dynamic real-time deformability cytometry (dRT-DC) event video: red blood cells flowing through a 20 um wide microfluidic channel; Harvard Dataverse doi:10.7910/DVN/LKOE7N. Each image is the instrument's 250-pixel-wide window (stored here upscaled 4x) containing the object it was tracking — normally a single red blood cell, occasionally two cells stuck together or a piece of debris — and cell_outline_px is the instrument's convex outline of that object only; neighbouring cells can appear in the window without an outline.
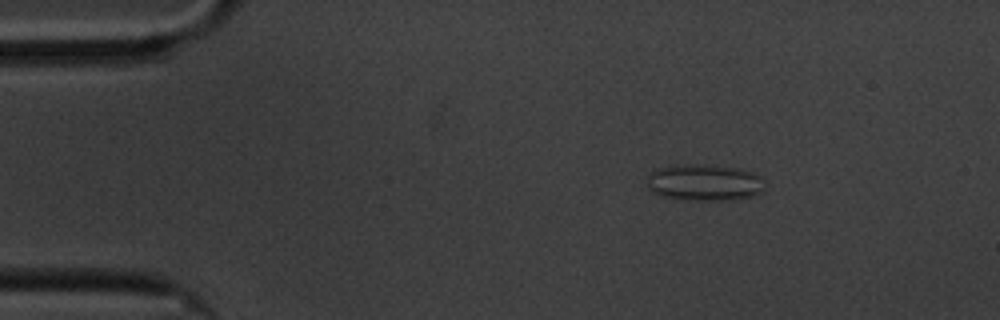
{"species": "common noctule bat (a hibernating species)", "species_latin": "Nyctalus noctula", "temperature_condition": "cold", "stored_images_in_passage": 51, "camera_frame_rate_fps": 3000, "um_per_image_px": 0.085, "animal": {"sex": "male", "body_mass_g": 20.1, "forearm_length_mm": 53.5}, "frame": {"image": 1, "passage_image": 1, "time_ms": 0.0, "image_size_px": [1000, 320], "cell_outline_px": [[764, 192], [752, 196], [724, 200], [692, 200], [660, 196], [652, 192], [648, 188], [648, 176], [656, 168], [672, 164], [704, 164], [736, 168], [752, 172], [760, 176], [764, 188]], "centroid_in_image_um": [59.84, 15.5], "position_along_channel_um": 25.2, "area_um2": 25.2}}
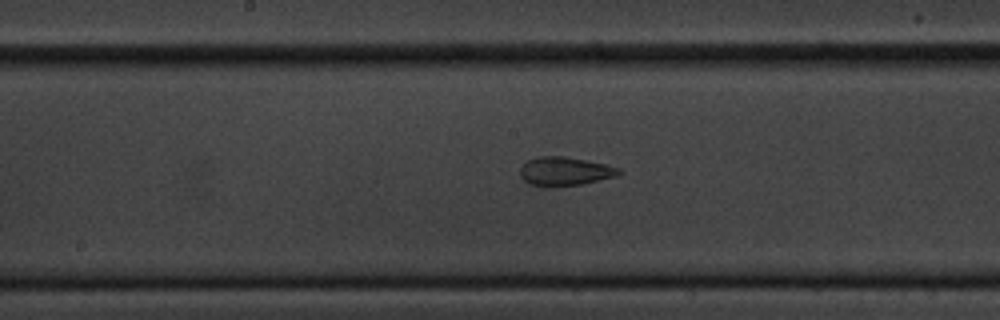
{"frame": {"image": 2, "passage_image": 22, "time_ms": 7.0, "image_size_px": [1000, 320], "cell_outline_px": [[624, 172], [616, 176], [580, 184], [552, 188], [548, 188], [528, 184], [520, 176], [520, 168], [528, 160], [536, 156], [564, 156], [604, 164], [620, 168]], "centroid_in_image_um": [47.97, 14.58], "position_along_channel_um": 200.2, "area_um2": 16.7}}
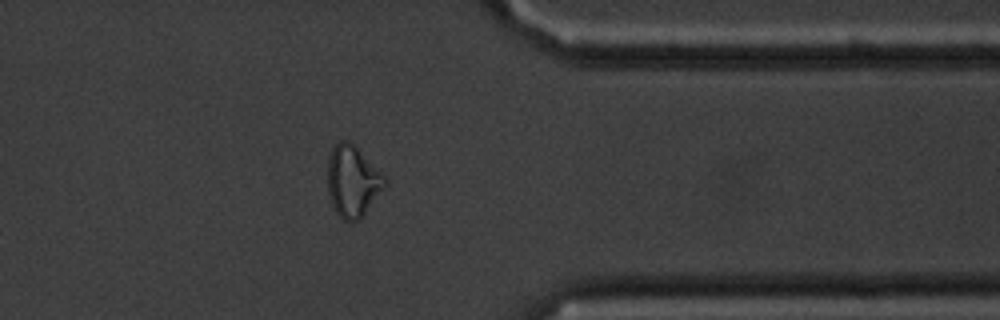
{"frame": {"image": 3, "passage_image": 39, "time_ms": 12.667, "image_size_px": [1000, 320], "cell_outline_px": [[388, 184], [364, 212], [356, 220], [344, 220], [336, 212], [332, 204], [328, 192], [328, 160], [332, 148], [340, 140], [348, 140], [388, 180]], "centroid_in_image_um": [29.96, 15.39], "position_along_channel_um": 381.4, "area_um2": 23.0}, "authors_computed_cell_mechanics": {"area_um2": 18.1492, "velocity_mm_per_s": 3.3778, "shape_relaxation_time_tau1_ms": null, "shape_relaxation_time_tau2_ms": 1.3124, "deformation_change_tau1": null, "deformation_change_tau2": 0.0811}}